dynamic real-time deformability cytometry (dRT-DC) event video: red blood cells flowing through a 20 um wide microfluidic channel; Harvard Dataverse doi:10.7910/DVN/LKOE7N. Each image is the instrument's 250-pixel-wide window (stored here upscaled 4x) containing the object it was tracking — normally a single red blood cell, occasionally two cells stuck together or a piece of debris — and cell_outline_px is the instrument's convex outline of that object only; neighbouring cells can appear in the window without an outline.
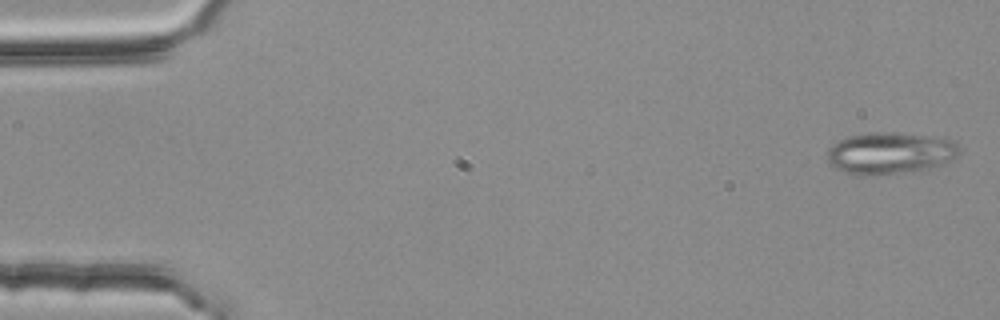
{"species": "common noctule bat (a hibernating species)", "species_latin": "Nyctalus noctula", "temperature_condition": "room temperature", "stored_images_in_passage": 3, "camera_frame_rate_fps": 3000, "um_per_image_px": 0.085, "animal": {"sex": "female", "body_mass_g": 25.1}, "frame": {"image": 1, "passage_image": 3, "time_ms": 0.667, "image_size_px": [1000, 320], "cell_outline_px": [[960, 152], [948, 160], [916, 172], [844, 172], [828, 164], [828, 148], [832, 144], [848, 136], [872, 132], [880, 132], [944, 136], [952, 140], [956, 144]], "centroid_in_image_um": [75.67, 12.95], "position_along_channel_um": 9.3, "area_um2": 31.21}}